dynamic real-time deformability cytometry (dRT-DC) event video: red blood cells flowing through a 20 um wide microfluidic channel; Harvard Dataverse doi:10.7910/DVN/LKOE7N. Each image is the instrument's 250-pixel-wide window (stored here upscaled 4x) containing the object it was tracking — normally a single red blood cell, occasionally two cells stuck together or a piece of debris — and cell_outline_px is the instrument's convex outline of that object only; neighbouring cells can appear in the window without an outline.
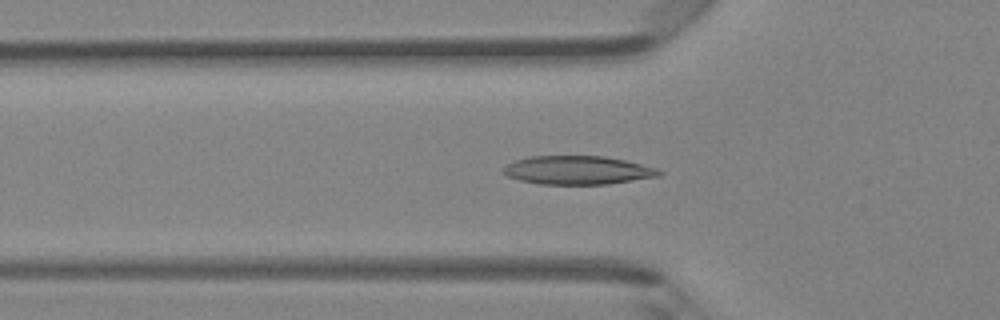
{"species": "Egyptian fruit bat (a non-hibernating species)", "species_latin": "Rousettus aegyptiacus", "temperature_condition": "room temperature", "stored_images_in_passage": 37, "camera_frame_rate_fps": 3000, "um_per_image_px": 0.085, "animal": {"sex": "female"}, "frame": {"image": 1, "passage_image": 6, "time_ms": 1.667, "image_size_px": [1000, 320], "cell_outline_px": [[664, 172], [660, 176], [608, 184], [540, 184], [520, 180], [508, 176], [504, 172], [504, 168], [508, 164], [516, 160], [532, 156], [604, 156], [624, 160], [656, 168]], "centroid_in_image_um": [49.14, 14.47], "position_along_channel_um": 76.7, "area_um2": 25.66}}
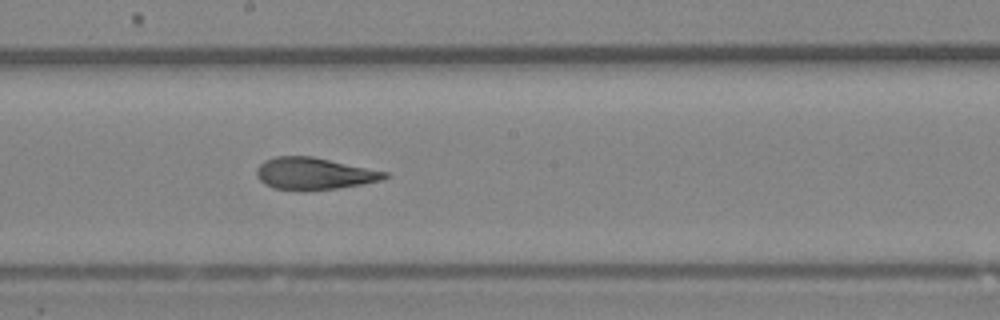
{"frame": {"image": 2, "passage_image": 16, "time_ms": 5.0, "image_size_px": [1000, 320], "cell_outline_px": [[388, 176], [384, 180], [364, 184], [340, 188], [272, 188], [264, 184], [256, 176], [256, 168], [264, 160], [276, 156], [312, 156], [388, 172]], "centroid_in_image_um": [26.71, 14.72], "position_along_channel_um": 221.5, "area_um2": 23.41}}
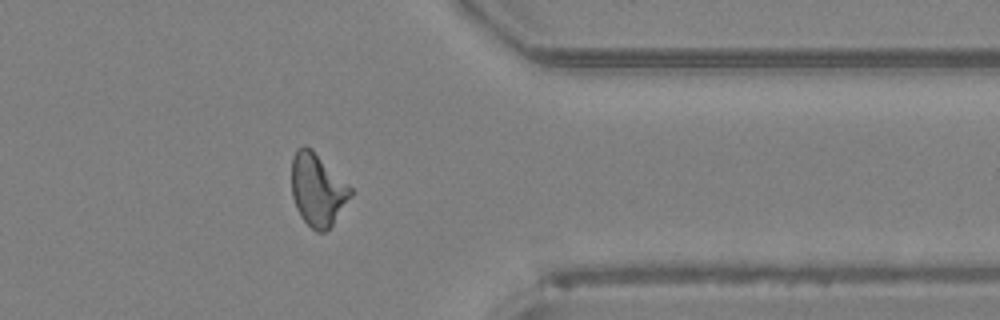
{"frame": {"image": 3, "passage_image": 28, "time_ms": 9.0, "image_size_px": [1000, 320], "cell_outline_px": [[352, 192], [332, 224], [324, 232], [316, 232], [300, 216], [296, 208], [292, 196], [292, 156], [296, 148], [304, 144], [312, 148], [352, 188]], "centroid_in_image_um": [26.95, 16.07], "position_along_channel_um": 384.5, "area_um2": 24.68}, "authors_computed_cell_mechanics": {"area_um2": 24.2182, "velocity_mm_per_s": 4.3553, "shape_relaxation_time_tau1_ms": 7.5528, "shape_relaxation_time_tau2_ms": 1.7791, "deformation_change_tau1": 0.2328, "deformation_change_tau2": 0.096}}